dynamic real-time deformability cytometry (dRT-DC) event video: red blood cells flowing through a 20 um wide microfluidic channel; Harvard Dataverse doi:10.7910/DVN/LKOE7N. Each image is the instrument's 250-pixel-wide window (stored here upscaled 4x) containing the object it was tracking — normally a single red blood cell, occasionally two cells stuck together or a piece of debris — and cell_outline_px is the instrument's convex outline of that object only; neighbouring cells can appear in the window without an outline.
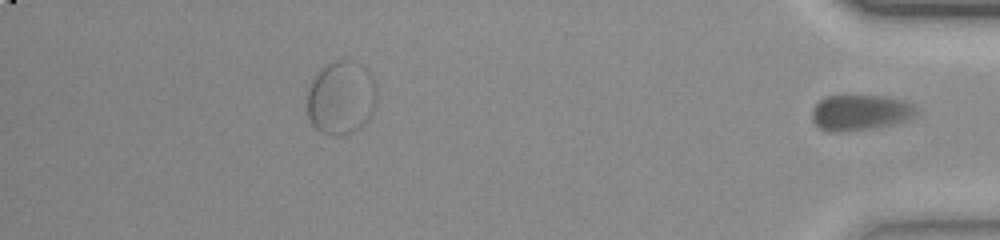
{"species": "common noctule bat (a hibernating species)", "species_latin": "Nyctalus noctula", "temperature_condition": "room temperature", "stored_images_in_passage": 36, "segment_of_instrument_passage": [2, 2], "camera_frame_rate_fps": 3000, "um_per_image_px": 0.085, "animal": {"sex": "female", "body_mass_g": 23.0, "forearm_length_mm": 53.4}, "frame": {"image": 1, "passage_image": 36, "time_ms": 11.667, "image_size_px": [1000, 240], "cell_outline_px": [[916, 112], [908, 120], [896, 124], [844, 132], [828, 132], [820, 128], [812, 120], [812, 108], [824, 96], [888, 96], [904, 100], [912, 104], [916, 108]], "centroid_in_image_um": [73.11, 9.57], "position_along_channel_um": 362.1, "area_um2": 21.79}}